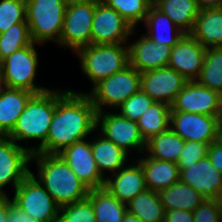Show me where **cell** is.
I'll list each match as a JSON object with an SVG mask.
<instances>
[{"label": "cell", "instance_id": "30bf717a", "mask_svg": "<svg viewBox=\"0 0 222 222\" xmlns=\"http://www.w3.org/2000/svg\"><path fill=\"white\" fill-rule=\"evenodd\" d=\"M31 155L26 146L19 145L7 136H0V196L10 194L5 191L9 185L14 192L30 174Z\"/></svg>", "mask_w": 222, "mask_h": 222}, {"label": "cell", "instance_id": "ab89813d", "mask_svg": "<svg viewBox=\"0 0 222 222\" xmlns=\"http://www.w3.org/2000/svg\"><path fill=\"white\" fill-rule=\"evenodd\" d=\"M7 222H37L28 215L23 209L18 207L9 196V213Z\"/></svg>", "mask_w": 222, "mask_h": 222}, {"label": "cell", "instance_id": "836d02e7", "mask_svg": "<svg viewBox=\"0 0 222 222\" xmlns=\"http://www.w3.org/2000/svg\"><path fill=\"white\" fill-rule=\"evenodd\" d=\"M109 7L115 9L134 29L144 23L151 0H103Z\"/></svg>", "mask_w": 222, "mask_h": 222}, {"label": "cell", "instance_id": "f6af8a7d", "mask_svg": "<svg viewBox=\"0 0 222 222\" xmlns=\"http://www.w3.org/2000/svg\"><path fill=\"white\" fill-rule=\"evenodd\" d=\"M122 222H144L137 216L131 214L129 211H126L125 215L123 216Z\"/></svg>", "mask_w": 222, "mask_h": 222}, {"label": "cell", "instance_id": "7a4b0ae2", "mask_svg": "<svg viewBox=\"0 0 222 222\" xmlns=\"http://www.w3.org/2000/svg\"><path fill=\"white\" fill-rule=\"evenodd\" d=\"M33 162L37 173H30L60 208L87 198L90 189L58 154L32 153L30 163Z\"/></svg>", "mask_w": 222, "mask_h": 222}, {"label": "cell", "instance_id": "7dc6e473", "mask_svg": "<svg viewBox=\"0 0 222 222\" xmlns=\"http://www.w3.org/2000/svg\"><path fill=\"white\" fill-rule=\"evenodd\" d=\"M214 200L217 203L218 210L222 219V192Z\"/></svg>", "mask_w": 222, "mask_h": 222}, {"label": "cell", "instance_id": "9c48e42d", "mask_svg": "<svg viewBox=\"0 0 222 222\" xmlns=\"http://www.w3.org/2000/svg\"><path fill=\"white\" fill-rule=\"evenodd\" d=\"M96 130L129 155L133 156L135 151L134 153H137L135 157H138L145 152L146 141L140 133L137 122L122 117L118 112H98Z\"/></svg>", "mask_w": 222, "mask_h": 222}, {"label": "cell", "instance_id": "277c9868", "mask_svg": "<svg viewBox=\"0 0 222 222\" xmlns=\"http://www.w3.org/2000/svg\"><path fill=\"white\" fill-rule=\"evenodd\" d=\"M74 54L79 59L81 71L92 83L90 90L130 64L128 43L91 44Z\"/></svg>", "mask_w": 222, "mask_h": 222}, {"label": "cell", "instance_id": "d590c367", "mask_svg": "<svg viewBox=\"0 0 222 222\" xmlns=\"http://www.w3.org/2000/svg\"><path fill=\"white\" fill-rule=\"evenodd\" d=\"M58 222H96L91 201L86 198L61 207Z\"/></svg>", "mask_w": 222, "mask_h": 222}, {"label": "cell", "instance_id": "5b68a950", "mask_svg": "<svg viewBox=\"0 0 222 222\" xmlns=\"http://www.w3.org/2000/svg\"><path fill=\"white\" fill-rule=\"evenodd\" d=\"M66 0H26V22L34 43L54 42L60 47Z\"/></svg>", "mask_w": 222, "mask_h": 222}, {"label": "cell", "instance_id": "7402d4cb", "mask_svg": "<svg viewBox=\"0 0 222 222\" xmlns=\"http://www.w3.org/2000/svg\"><path fill=\"white\" fill-rule=\"evenodd\" d=\"M136 159L141 163L144 171L147 190L159 192L179 181L180 171L176 163L154 159L145 152Z\"/></svg>", "mask_w": 222, "mask_h": 222}, {"label": "cell", "instance_id": "d6a6232c", "mask_svg": "<svg viewBox=\"0 0 222 222\" xmlns=\"http://www.w3.org/2000/svg\"><path fill=\"white\" fill-rule=\"evenodd\" d=\"M27 23H16L0 34V62L17 50L32 44Z\"/></svg>", "mask_w": 222, "mask_h": 222}, {"label": "cell", "instance_id": "ba28073f", "mask_svg": "<svg viewBox=\"0 0 222 222\" xmlns=\"http://www.w3.org/2000/svg\"><path fill=\"white\" fill-rule=\"evenodd\" d=\"M13 202L37 222H58L60 207L30 173L11 195Z\"/></svg>", "mask_w": 222, "mask_h": 222}, {"label": "cell", "instance_id": "8fae6325", "mask_svg": "<svg viewBox=\"0 0 222 222\" xmlns=\"http://www.w3.org/2000/svg\"><path fill=\"white\" fill-rule=\"evenodd\" d=\"M97 3L67 4L60 47L75 53L91 45V30Z\"/></svg>", "mask_w": 222, "mask_h": 222}, {"label": "cell", "instance_id": "d4e9b609", "mask_svg": "<svg viewBox=\"0 0 222 222\" xmlns=\"http://www.w3.org/2000/svg\"><path fill=\"white\" fill-rule=\"evenodd\" d=\"M34 95L25 89L8 88L0 96V136H7L24 111L26 103Z\"/></svg>", "mask_w": 222, "mask_h": 222}, {"label": "cell", "instance_id": "d6986e66", "mask_svg": "<svg viewBox=\"0 0 222 222\" xmlns=\"http://www.w3.org/2000/svg\"><path fill=\"white\" fill-rule=\"evenodd\" d=\"M128 46L130 65L138 72L142 73L168 66L171 47L155 43L144 34L135 39H129Z\"/></svg>", "mask_w": 222, "mask_h": 222}, {"label": "cell", "instance_id": "4fadbf2b", "mask_svg": "<svg viewBox=\"0 0 222 222\" xmlns=\"http://www.w3.org/2000/svg\"><path fill=\"white\" fill-rule=\"evenodd\" d=\"M171 111L222 116L221 95L196 80L187 81L171 105Z\"/></svg>", "mask_w": 222, "mask_h": 222}, {"label": "cell", "instance_id": "5bb4252c", "mask_svg": "<svg viewBox=\"0 0 222 222\" xmlns=\"http://www.w3.org/2000/svg\"><path fill=\"white\" fill-rule=\"evenodd\" d=\"M222 116L170 111L169 127L185 141H217L218 122Z\"/></svg>", "mask_w": 222, "mask_h": 222}, {"label": "cell", "instance_id": "f35d334b", "mask_svg": "<svg viewBox=\"0 0 222 222\" xmlns=\"http://www.w3.org/2000/svg\"><path fill=\"white\" fill-rule=\"evenodd\" d=\"M194 222H222L215 200L206 199L193 211Z\"/></svg>", "mask_w": 222, "mask_h": 222}, {"label": "cell", "instance_id": "7c38bea8", "mask_svg": "<svg viewBox=\"0 0 222 222\" xmlns=\"http://www.w3.org/2000/svg\"><path fill=\"white\" fill-rule=\"evenodd\" d=\"M137 31L115 9L103 1L97 3L92 22L91 44L128 43L131 36H139Z\"/></svg>", "mask_w": 222, "mask_h": 222}, {"label": "cell", "instance_id": "6da1fadb", "mask_svg": "<svg viewBox=\"0 0 222 222\" xmlns=\"http://www.w3.org/2000/svg\"><path fill=\"white\" fill-rule=\"evenodd\" d=\"M97 111L87 94L69 90L56 104L46 142L35 152L58 154L93 135Z\"/></svg>", "mask_w": 222, "mask_h": 222}, {"label": "cell", "instance_id": "3957f363", "mask_svg": "<svg viewBox=\"0 0 222 222\" xmlns=\"http://www.w3.org/2000/svg\"><path fill=\"white\" fill-rule=\"evenodd\" d=\"M69 90L52 88L48 91L34 94L26 103L24 111L7 137L13 139L19 145L24 141V143L38 141L37 144H33L34 146H27L31 153H35L46 142L57 102Z\"/></svg>", "mask_w": 222, "mask_h": 222}, {"label": "cell", "instance_id": "484cf974", "mask_svg": "<svg viewBox=\"0 0 222 222\" xmlns=\"http://www.w3.org/2000/svg\"><path fill=\"white\" fill-rule=\"evenodd\" d=\"M151 3L185 34L191 33L200 11L196 0H151Z\"/></svg>", "mask_w": 222, "mask_h": 222}, {"label": "cell", "instance_id": "f1b7e54d", "mask_svg": "<svg viewBox=\"0 0 222 222\" xmlns=\"http://www.w3.org/2000/svg\"><path fill=\"white\" fill-rule=\"evenodd\" d=\"M184 145L185 140L169 127L146 141L145 153L154 159L177 163Z\"/></svg>", "mask_w": 222, "mask_h": 222}, {"label": "cell", "instance_id": "60d3db41", "mask_svg": "<svg viewBox=\"0 0 222 222\" xmlns=\"http://www.w3.org/2000/svg\"><path fill=\"white\" fill-rule=\"evenodd\" d=\"M207 156L212 165L222 174V144L218 140L210 143Z\"/></svg>", "mask_w": 222, "mask_h": 222}, {"label": "cell", "instance_id": "2e32d148", "mask_svg": "<svg viewBox=\"0 0 222 222\" xmlns=\"http://www.w3.org/2000/svg\"><path fill=\"white\" fill-rule=\"evenodd\" d=\"M187 80L170 67H163L141 73L140 87L154 102L174 103Z\"/></svg>", "mask_w": 222, "mask_h": 222}, {"label": "cell", "instance_id": "44dd1931", "mask_svg": "<svg viewBox=\"0 0 222 222\" xmlns=\"http://www.w3.org/2000/svg\"><path fill=\"white\" fill-rule=\"evenodd\" d=\"M93 136L91 139L92 154L97 168L104 178L116 173L130 161L131 155L106 139L97 130Z\"/></svg>", "mask_w": 222, "mask_h": 222}, {"label": "cell", "instance_id": "74e56055", "mask_svg": "<svg viewBox=\"0 0 222 222\" xmlns=\"http://www.w3.org/2000/svg\"><path fill=\"white\" fill-rule=\"evenodd\" d=\"M209 145L197 141H185L180 158L176 163L179 169L190 167L200 159L207 157Z\"/></svg>", "mask_w": 222, "mask_h": 222}, {"label": "cell", "instance_id": "e0dca14e", "mask_svg": "<svg viewBox=\"0 0 222 222\" xmlns=\"http://www.w3.org/2000/svg\"><path fill=\"white\" fill-rule=\"evenodd\" d=\"M204 48L191 34H184L171 48L168 67L181 74L187 81L196 80L204 65Z\"/></svg>", "mask_w": 222, "mask_h": 222}, {"label": "cell", "instance_id": "4316f807", "mask_svg": "<svg viewBox=\"0 0 222 222\" xmlns=\"http://www.w3.org/2000/svg\"><path fill=\"white\" fill-rule=\"evenodd\" d=\"M158 193L165 211L179 209L193 212L206 200L196 189L180 180Z\"/></svg>", "mask_w": 222, "mask_h": 222}, {"label": "cell", "instance_id": "bcb514c9", "mask_svg": "<svg viewBox=\"0 0 222 222\" xmlns=\"http://www.w3.org/2000/svg\"><path fill=\"white\" fill-rule=\"evenodd\" d=\"M103 0H66L67 4H75V3H98Z\"/></svg>", "mask_w": 222, "mask_h": 222}, {"label": "cell", "instance_id": "603a6c76", "mask_svg": "<svg viewBox=\"0 0 222 222\" xmlns=\"http://www.w3.org/2000/svg\"><path fill=\"white\" fill-rule=\"evenodd\" d=\"M143 25L144 28L146 27V33L144 32L143 34L151 41L171 48L185 34L166 14L162 13L153 4L149 7Z\"/></svg>", "mask_w": 222, "mask_h": 222}, {"label": "cell", "instance_id": "b9f144b4", "mask_svg": "<svg viewBox=\"0 0 222 222\" xmlns=\"http://www.w3.org/2000/svg\"><path fill=\"white\" fill-rule=\"evenodd\" d=\"M164 222H194L193 212L179 209L167 210Z\"/></svg>", "mask_w": 222, "mask_h": 222}, {"label": "cell", "instance_id": "e575fe53", "mask_svg": "<svg viewBox=\"0 0 222 222\" xmlns=\"http://www.w3.org/2000/svg\"><path fill=\"white\" fill-rule=\"evenodd\" d=\"M16 23H27L26 0H0V34Z\"/></svg>", "mask_w": 222, "mask_h": 222}, {"label": "cell", "instance_id": "c3c4849f", "mask_svg": "<svg viewBox=\"0 0 222 222\" xmlns=\"http://www.w3.org/2000/svg\"><path fill=\"white\" fill-rule=\"evenodd\" d=\"M217 140L222 144V117L219 119L218 122Z\"/></svg>", "mask_w": 222, "mask_h": 222}, {"label": "cell", "instance_id": "f546056e", "mask_svg": "<svg viewBox=\"0 0 222 222\" xmlns=\"http://www.w3.org/2000/svg\"><path fill=\"white\" fill-rule=\"evenodd\" d=\"M127 211L144 222L165 221V209L156 191L146 190L137 194L127 203Z\"/></svg>", "mask_w": 222, "mask_h": 222}, {"label": "cell", "instance_id": "52a82bcc", "mask_svg": "<svg viewBox=\"0 0 222 222\" xmlns=\"http://www.w3.org/2000/svg\"><path fill=\"white\" fill-rule=\"evenodd\" d=\"M37 43L29 44L0 63V75L8 88L25 89L34 94L48 91L51 88L36 83L39 67Z\"/></svg>", "mask_w": 222, "mask_h": 222}, {"label": "cell", "instance_id": "ffe728a7", "mask_svg": "<svg viewBox=\"0 0 222 222\" xmlns=\"http://www.w3.org/2000/svg\"><path fill=\"white\" fill-rule=\"evenodd\" d=\"M179 171V180L196 189L206 199L214 200L222 192V174L208 156Z\"/></svg>", "mask_w": 222, "mask_h": 222}, {"label": "cell", "instance_id": "cb8c5ba5", "mask_svg": "<svg viewBox=\"0 0 222 222\" xmlns=\"http://www.w3.org/2000/svg\"><path fill=\"white\" fill-rule=\"evenodd\" d=\"M190 34L204 48L222 47V10L201 9Z\"/></svg>", "mask_w": 222, "mask_h": 222}, {"label": "cell", "instance_id": "f907efd6", "mask_svg": "<svg viewBox=\"0 0 222 222\" xmlns=\"http://www.w3.org/2000/svg\"><path fill=\"white\" fill-rule=\"evenodd\" d=\"M218 8L222 10V0H220V3L218 5Z\"/></svg>", "mask_w": 222, "mask_h": 222}, {"label": "cell", "instance_id": "8992f818", "mask_svg": "<svg viewBox=\"0 0 222 222\" xmlns=\"http://www.w3.org/2000/svg\"><path fill=\"white\" fill-rule=\"evenodd\" d=\"M141 73L130 64L100 81L90 91H74L80 94H87L96 108L97 113L103 111H115L141 87Z\"/></svg>", "mask_w": 222, "mask_h": 222}, {"label": "cell", "instance_id": "7bdbcfd3", "mask_svg": "<svg viewBox=\"0 0 222 222\" xmlns=\"http://www.w3.org/2000/svg\"><path fill=\"white\" fill-rule=\"evenodd\" d=\"M9 213V195L0 196V222H7Z\"/></svg>", "mask_w": 222, "mask_h": 222}, {"label": "cell", "instance_id": "9a60e30c", "mask_svg": "<svg viewBox=\"0 0 222 222\" xmlns=\"http://www.w3.org/2000/svg\"><path fill=\"white\" fill-rule=\"evenodd\" d=\"M90 139L74 142L58 155L89 189L102 188L105 185V178L97 168L91 150Z\"/></svg>", "mask_w": 222, "mask_h": 222}, {"label": "cell", "instance_id": "ee69618b", "mask_svg": "<svg viewBox=\"0 0 222 222\" xmlns=\"http://www.w3.org/2000/svg\"><path fill=\"white\" fill-rule=\"evenodd\" d=\"M199 9L218 8L220 0H196Z\"/></svg>", "mask_w": 222, "mask_h": 222}, {"label": "cell", "instance_id": "83f0119b", "mask_svg": "<svg viewBox=\"0 0 222 222\" xmlns=\"http://www.w3.org/2000/svg\"><path fill=\"white\" fill-rule=\"evenodd\" d=\"M87 198L93 205L96 222H122L127 204L114 197L106 188L90 189Z\"/></svg>", "mask_w": 222, "mask_h": 222}, {"label": "cell", "instance_id": "4dcf8cb0", "mask_svg": "<svg viewBox=\"0 0 222 222\" xmlns=\"http://www.w3.org/2000/svg\"><path fill=\"white\" fill-rule=\"evenodd\" d=\"M171 106L162 102H153L136 121L145 141L163 133L169 128Z\"/></svg>", "mask_w": 222, "mask_h": 222}, {"label": "cell", "instance_id": "681fc988", "mask_svg": "<svg viewBox=\"0 0 222 222\" xmlns=\"http://www.w3.org/2000/svg\"><path fill=\"white\" fill-rule=\"evenodd\" d=\"M6 83L2 80V77L0 75V96L2 95L3 91L6 89Z\"/></svg>", "mask_w": 222, "mask_h": 222}, {"label": "cell", "instance_id": "1f68e13d", "mask_svg": "<svg viewBox=\"0 0 222 222\" xmlns=\"http://www.w3.org/2000/svg\"><path fill=\"white\" fill-rule=\"evenodd\" d=\"M196 81L222 94V47L206 48L204 65Z\"/></svg>", "mask_w": 222, "mask_h": 222}, {"label": "cell", "instance_id": "ac0fdd59", "mask_svg": "<svg viewBox=\"0 0 222 222\" xmlns=\"http://www.w3.org/2000/svg\"><path fill=\"white\" fill-rule=\"evenodd\" d=\"M104 188L127 204L137 194L147 190L141 163L133 156L124 167L105 178Z\"/></svg>", "mask_w": 222, "mask_h": 222}, {"label": "cell", "instance_id": "8d00e7d4", "mask_svg": "<svg viewBox=\"0 0 222 222\" xmlns=\"http://www.w3.org/2000/svg\"><path fill=\"white\" fill-rule=\"evenodd\" d=\"M153 99L141 89L129 97L115 111L122 117L137 121L153 103Z\"/></svg>", "mask_w": 222, "mask_h": 222}]
</instances>
